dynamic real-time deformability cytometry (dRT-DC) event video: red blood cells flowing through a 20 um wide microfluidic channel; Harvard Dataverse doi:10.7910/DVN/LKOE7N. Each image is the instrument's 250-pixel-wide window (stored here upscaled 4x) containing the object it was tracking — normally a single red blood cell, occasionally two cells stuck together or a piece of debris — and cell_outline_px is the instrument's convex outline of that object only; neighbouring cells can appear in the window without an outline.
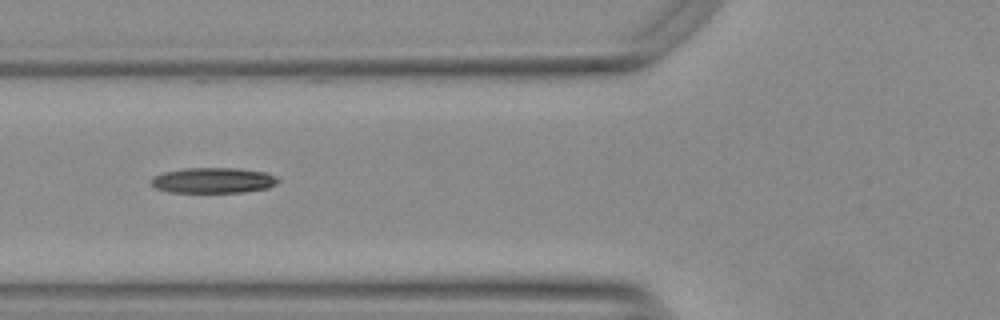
{"species": "Egyptian fruit bat (a non-hibernating species)", "species_latin": "Rousettus aegyptiacus", "temperature_condition": "warm", "stored_images_in_passage": 11, "camera_frame_rate_fps": 3000, "um_per_image_px": 0.085, "animal": {"sex": "female"}, "frame": {"image": 1, "passage_image": 7, "time_ms": 2.0, "image_size_px": [1000, 320], "cell_outline_px": [[280, 180], [276, 184], [268, 188], [244, 192], [168, 192], [156, 188], [152, 184], [152, 176], [164, 172], [184, 168], [236, 168], [264, 172], [276, 176]], "centroid_in_image_um": [18.13, 15.33], "position_along_channel_um": 107.7, "area_um2": 18.84}}